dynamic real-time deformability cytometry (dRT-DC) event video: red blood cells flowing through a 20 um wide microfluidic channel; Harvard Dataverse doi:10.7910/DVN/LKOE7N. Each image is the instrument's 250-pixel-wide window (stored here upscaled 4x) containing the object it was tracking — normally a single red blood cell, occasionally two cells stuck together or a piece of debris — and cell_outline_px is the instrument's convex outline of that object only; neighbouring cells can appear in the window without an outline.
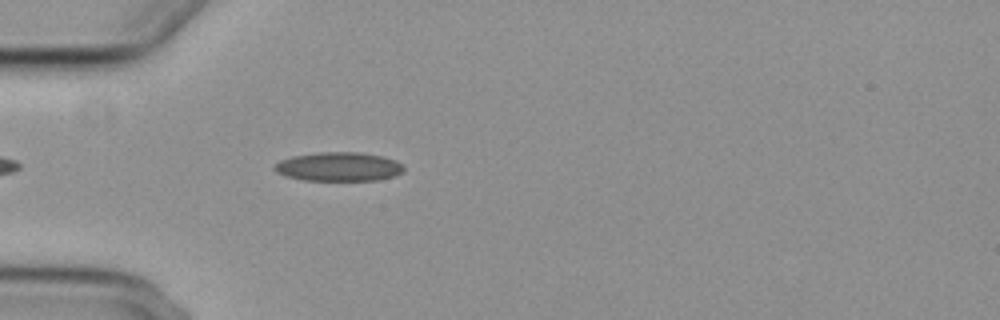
{"species": "common noctule bat (a hibernating species)", "species_latin": "Nyctalus noctula", "temperature_condition": "cold", "stored_images_in_passage": 5, "camera_frame_rate_fps": 3000, "um_per_image_px": 0.085, "animal": {"sex": "female", "body_mass_g": 29.2, "forearm_length_mm": 56.3}, "frame": {"image": 1, "passage_image": 5, "time_ms": 4.667, "image_size_px": [1000, 320], "cell_outline_px": [[404, 172], [396, 176], [376, 180], [304, 180], [288, 176], [276, 172], [272, 168], [280, 160], [292, 156], [320, 152], [360, 152], [384, 156], [396, 160], [404, 168]], "centroid_in_image_um": [28.82, 14.16], "position_along_channel_um": 56.2, "area_um2": 21.85}}